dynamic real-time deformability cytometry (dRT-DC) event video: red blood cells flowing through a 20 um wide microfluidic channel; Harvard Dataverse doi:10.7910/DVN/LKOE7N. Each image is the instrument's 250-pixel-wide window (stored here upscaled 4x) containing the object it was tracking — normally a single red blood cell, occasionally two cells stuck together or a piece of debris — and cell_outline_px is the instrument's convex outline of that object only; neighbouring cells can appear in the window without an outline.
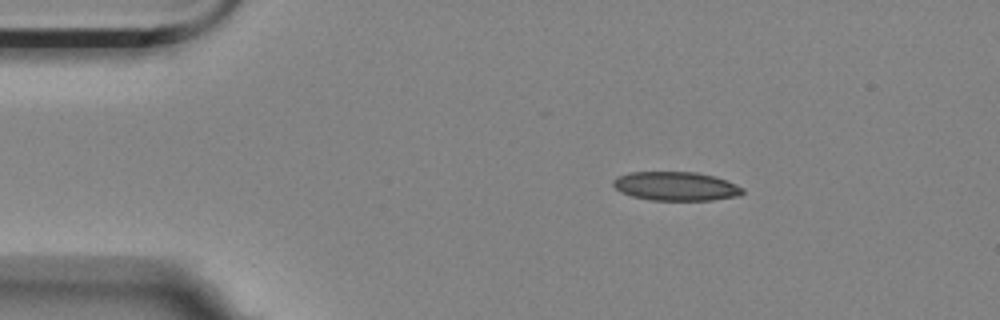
{"species": "Egyptian fruit bat (a non-hibernating species)", "species_latin": "Rousettus aegyptiacus", "temperature_condition": "room temperature", "stored_images_in_passage": 3, "camera_frame_rate_fps": 3000, "um_per_image_px": 0.085, "animal": {"sex": "female"}, "frame": {"image": 1, "passage_image": 1, "time_ms": 0.0, "image_size_px": [1000, 320], "cell_outline_px": [[744, 192], [740, 196], [712, 200], [652, 200], [632, 196], [620, 192], [612, 184], [612, 180], [628, 172], [696, 172], [712, 176], [736, 184], [744, 188]], "centroid_in_image_um": [57.45, 15.83], "position_along_channel_um": 27.5, "area_um2": 21.73}}
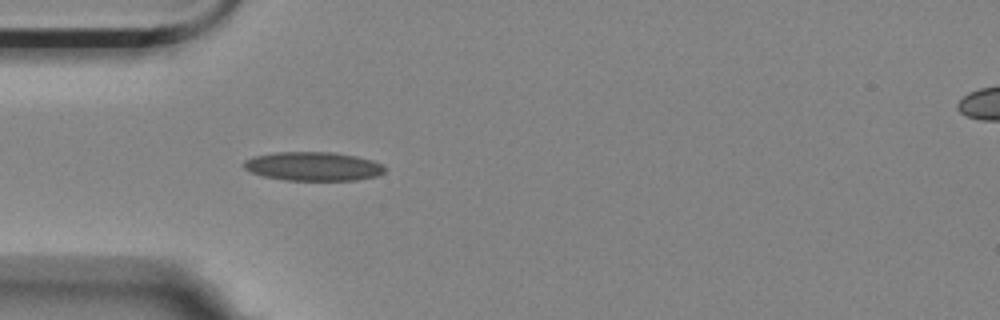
{"frame": {"image": 2, "passage_image": 3, "time_ms": 0.667, "image_size_px": [1000, 320], "cell_outline_px": [[388, 168], [380, 176], [356, 180], [288, 180], [264, 176], [252, 172], [244, 168], [244, 160], [252, 156], [276, 152], [332, 152], [356, 156], [372, 160], [384, 164]], "centroid_in_image_um": [26.68, 14.13], "position_along_channel_um": 58.3, "area_um2": 23.87}}